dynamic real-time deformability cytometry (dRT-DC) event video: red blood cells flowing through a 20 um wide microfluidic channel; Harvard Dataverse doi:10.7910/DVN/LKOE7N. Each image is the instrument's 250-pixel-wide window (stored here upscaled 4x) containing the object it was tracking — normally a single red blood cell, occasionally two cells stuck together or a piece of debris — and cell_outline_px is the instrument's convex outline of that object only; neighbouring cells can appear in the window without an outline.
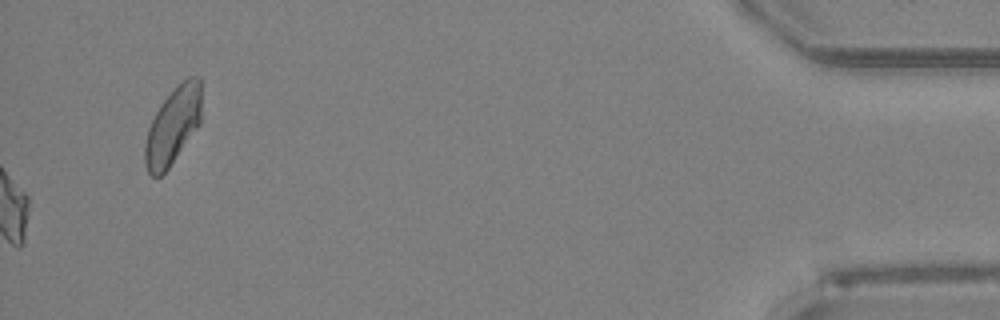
{"species": "Egyptian fruit bat (a non-hibernating species)", "species_latin": "Rousettus aegyptiacus", "temperature_condition": "room temperature", "stored_images_in_passage": 40, "camera_frame_rate_fps": 3000, "um_per_image_px": 0.085, "animal": {"sex": "female"}, "frame": {"image": 1, "passage_image": 40, "time_ms": 13.0, "image_size_px": [1000, 320], "cell_outline_px": [[200, 124], [168, 168], [160, 176], [152, 176], [148, 172], [144, 164], [144, 144], [148, 128], [160, 104], [172, 88], [176, 84], [188, 76], [200, 76]], "centroid_in_image_um": [14.68, 10.66], "position_along_channel_um": 420.5, "area_um2": 25.43}, "authors_computed_cell_mechanics": {"area_um2": 19.5653, "velocity_mm_per_s": 4.0088, "shape_relaxation_time_tau1_ms": 10.1579, "shape_relaxation_time_tau2_ms": 9.162, "deformation_change_tau1": 0.2503, "deformation_change_tau2": 0.2048}}